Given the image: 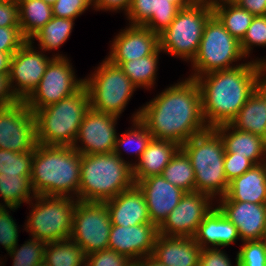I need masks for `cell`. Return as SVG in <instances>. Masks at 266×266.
I'll list each match as a JSON object with an SVG mask.
<instances>
[{
  "label": "cell",
  "mask_w": 266,
  "mask_h": 266,
  "mask_svg": "<svg viewBox=\"0 0 266 266\" xmlns=\"http://www.w3.org/2000/svg\"><path fill=\"white\" fill-rule=\"evenodd\" d=\"M139 113V119L153 138L170 140L180 146L208 129L202 115L201 92L193 78L165 89Z\"/></svg>",
  "instance_id": "1"
},
{
  "label": "cell",
  "mask_w": 266,
  "mask_h": 266,
  "mask_svg": "<svg viewBox=\"0 0 266 266\" xmlns=\"http://www.w3.org/2000/svg\"><path fill=\"white\" fill-rule=\"evenodd\" d=\"M202 115L208 128L230 123L265 80L264 65L250 61L197 77Z\"/></svg>",
  "instance_id": "2"
},
{
  "label": "cell",
  "mask_w": 266,
  "mask_h": 266,
  "mask_svg": "<svg viewBox=\"0 0 266 266\" xmlns=\"http://www.w3.org/2000/svg\"><path fill=\"white\" fill-rule=\"evenodd\" d=\"M81 158L71 146L38 143L30 176L33 194L73 198V192L78 200Z\"/></svg>",
  "instance_id": "3"
},
{
  "label": "cell",
  "mask_w": 266,
  "mask_h": 266,
  "mask_svg": "<svg viewBox=\"0 0 266 266\" xmlns=\"http://www.w3.org/2000/svg\"><path fill=\"white\" fill-rule=\"evenodd\" d=\"M133 165L114 152L82 155L78 200L105 202L130 189Z\"/></svg>",
  "instance_id": "4"
},
{
  "label": "cell",
  "mask_w": 266,
  "mask_h": 266,
  "mask_svg": "<svg viewBox=\"0 0 266 266\" xmlns=\"http://www.w3.org/2000/svg\"><path fill=\"white\" fill-rule=\"evenodd\" d=\"M195 172V192L212 198L227 194L229 182L224 171L225 148L214 128H208L181 145Z\"/></svg>",
  "instance_id": "5"
},
{
  "label": "cell",
  "mask_w": 266,
  "mask_h": 266,
  "mask_svg": "<svg viewBox=\"0 0 266 266\" xmlns=\"http://www.w3.org/2000/svg\"><path fill=\"white\" fill-rule=\"evenodd\" d=\"M89 108V95L83 85L73 95L34 111L38 143L73 147Z\"/></svg>",
  "instance_id": "6"
},
{
  "label": "cell",
  "mask_w": 266,
  "mask_h": 266,
  "mask_svg": "<svg viewBox=\"0 0 266 266\" xmlns=\"http://www.w3.org/2000/svg\"><path fill=\"white\" fill-rule=\"evenodd\" d=\"M212 15V5L205 3L180 9L169 27L159 34L160 50L192 62L199 50L205 24Z\"/></svg>",
  "instance_id": "7"
},
{
  "label": "cell",
  "mask_w": 266,
  "mask_h": 266,
  "mask_svg": "<svg viewBox=\"0 0 266 266\" xmlns=\"http://www.w3.org/2000/svg\"><path fill=\"white\" fill-rule=\"evenodd\" d=\"M84 80L90 107L119 118L137 88L123 70L105 58Z\"/></svg>",
  "instance_id": "8"
},
{
  "label": "cell",
  "mask_w": 266,
  "mask_h": 266,
  "mask_svg": "<svg viewBox=\"0 0 266 266\" xmlns=\"http://www.w3.org/2000/svg\"><path fill=\"white\" fill-rule=\"evenodd\" d=\"M35 201L25 230L46 243L70 239L77 199L35 195Z\"/></svg>",
  "instance_id": "9"
},
{
  "label": "cell",
  "mask_w": 266,
  "mask_h": 266,
  "mask_svg": "<svg viewBox=\"0 0 266 266\" xmlns=\"http://www.w3.org/2000/svg\"><path fill=\"white\" fill-rule=\"evenodd\" d=\"M240 42L234 38L219 19L213 14L205 24L197 55L192 61L194 74L197 77L217 70L237 67L233 62L244 58Z\"/></svg>",
  "instance_id": "10"
},
{
  "label": "cell",
  "mask_w": 266,
  "mask_h": 266,
  "mask_svg": "<svg viewBox=\"0 0 266 266\" xmlns=\"http://www.w3.org/2000/svg\"><path fill=\"white\" fill-rule=\"evenodd\" d=\"M111 227L104 202L77 200L70 239L81 247L85 256L108 249Z\"/></svg>",
  "instance_id": "11"
},
{
  "label": "cell",
  "mask_w": 266,
  "mask_h": 266,
  "mask_svg": "<svg viewBox=\"0 0 266 266\" xmlns=\"http://www.w3.org/2000/svg\"><path fill=\"white\" fill-rule=\"evenodd\" d=\"M83 85L84 80L75 77L67 57H54L37 88L24 102L34 112L73 95Z\"/></svg>",
  "instance_id": "12"
},
{
  "label": "cell",
  "mask_w": 266,
  "mask_h": 266,
  "mask_svg": "<svg viewBox=\"0 0 266 266\" xmlns=\"http://www.w3.org/2000/svg\"><path fill=\"white\" fill-rule=\"evenodd\" d=\"M38 145L35 117L24 101L0 108V149L17 153Z\"/></svg>",
  "instance_id": "13"
},
{
  "label": "cell",
  "mask_w": 266,
  "mask_h": 266,
  "mask_svg": "<svg viewBox=\"0 0 266 266\" xmlns=\"http://www.w3.org/2000/svg\"><path fill=\"white\" fill-rule=\"evenodd\" d=\"M27 40L12 56L9 67V84L12 93L18 101H25L37 88L49 62L54 57H65L62 54L52 58L34 50ZM15 81V82H14ZM16 84L15 86L13 84Z\"/></svg>",
  "instance_id": "14"
},
{
  "label": "cell",
  "mask_w": 266,
  "mask_h": 266,
  "mask_svg": "<svg viewBox=\"0 0 266 266\" xmlns=\"http://www.w3.org/2000/svg\"><path fill=\"white\" fill-rule=\"evenodd\" d=\"M212 200L205 193L186 192L158 227V233L164 236L194 237L204 217L213 208L210 206Z\"/></svg>",
  "instance_id": "15"
},
{
  "label": "cell",
  "mask_w": 266,
  "mask_h": 266,
  "mask_svg": "<svg viewBox=\"0 0 266 266\" xmlns=\"http://www.w3.org/2000/svg\"><path fill=\"white\" fill-rule=\"evenodd\" d=\"M117 119L114 115L90 107L79 126L73 148L82 155L113 152L118 136L115 129ZM78 140L83 146L77 145Z\"/></svg>",
  "instance_id": "16"
},
{
  "label": "cell",
  "mask_w": 266,
  "mask_h": 266,
  "mask_svg": "<svg viewBox=\"0 0 266 266\" xmlns=\"http://www.w3.org/2000/svg\"><path fill=\"white\" fill-rule=\"evenodd\" d=\"M158 235V227L152 223L127 227L112 225L108 249L126 255L137 262L152 254Z\"/></svg>",
  "instance_id": "17"
},
{
  "label": "cell",
  "mask_w": 266,
  "mask_h": 266,
  "mask_svg": "<svg viewBox=\"0 0 266 266\" xmlns=\"http://www.w3.org/2000/svg\"><path fill=\"white\" fill-rule=\"evenodd\" d=\"M143 192L152 224L159 227L186 193L162 175L151 176L136 183Z\"/></svg>",
  "instance_id": "18"
},
{
  "label": "cell",
  "mask_w": 266,
  "mask_h": 266,
  "mask_svg": "<svg viewBox=\"0 0 266 266\" xmlns=\"http://www.w3.org/2000/svg\"><path fill=\"white\" fill-rule=\"evenodd\" d=\"M217 207L237 227L243 242L261 240L266 230V204L231 201L225 195Z\"/></svg>",
  "instance_id": "19"
},
{
  "label": "cell",
  "mask_w": 266,
  "mask_h": 266,
  "mask_svg": "<svg viewBox=\"0 0 266 266\" xmlns=\"http://www.w3.org/2000/svg\"><path fill=\"white\" fill-rule=\"evenodd\" d=\"M106 58L129 61L153 54L159 48V35L142 25H130L116 36Z\"/></svg>",
  "instance_id": "20"
},
{
  "label": "cell",
  "mask_w": 266,
  "mask_h": 266,
  "mask_svg": "<svg viewBox=\"0 0 266 266\" xmlns=\"http://www.w3.org/2000/svg\"><path fill=\"white\" fill-rule=\"evenodd\" d=\"M104 203L112 225L127 227L151 223L145 196L136 184Z\"/></svg>",
  "instance_id": "21"
},
{
  "label": "cell",
  "mask_w": 266,
  "mask_h": 266,
  "mask_svg": "<svg viewBox=\"0 0 266 266\" xmlns=\"http://www.w3.org/2000/svg\"><path fill=\"white\" fill-rule=\"evenodd\" d=\"M201 250L194 237L159 234L151 256L166 266H199Z\"/></svg>",
  "instance_id": "22"
},
{
  "label": "cell",
  "mask_w": 266,
  "mask_h": 266,
  "mask_svg": "<svg viewBox=\"0 0 266 266\" xmlns=\"http://www.w3.org/2000/svg\"><path fill=\"white\" fill-rule=\"evenodd\" d=\"M214 129L223 140L225 153H235V156H245L255 165L266 162V140L261 136L240 131L232 127L229 123L218 125Z\"/></svg>",
  "instance_id": "23"
},
{
  "label": "cell",
  "mask_w": 266,
  "mask_h": 266,
  "mask_svg": "<svg viewBox=\"0 0 266 266\" xmlns=\"http://www.w3.org/2000/svg\"><path fill=\"white\" fill-rule=\"evenodd\" d=\"M237 227L219 210L212 208L204 217L194 235L195 242L202 248H209V244L219 248L229 246L239 239ZM208 245V246H207Z\"/></svg>",
  "instance_id": "24"
},
{
  "label": "cell",
  "mask_w": 266,
  "mask_h": 266,
  "mask_svg": "<svg viewBox=\"0 0 266 266\" xmlns=\"http://www.w3.org/2000/svg\"><path fill=\"white\" fill-rule=\"evenodd\" d=\"M180 148L181 146L176 142L152 138L138 159V164L135 163L132 166L134 183L151 176L161 175Z\"/></svg>",
  "instance_id": "25"
},
{
  "label": "cell",
  "mask_w": 266,
  "mask_h": 266,
  "mask_svg": "<svg viewBox=\"0 0 266 266\" xmlns=\"http://www.w3.org/2000/svg\"><path fill=\"white\" fill-rule=\"evenodd\" d=\"M229 124L266 140V80L257 87Z\"/></svg>",
  "instance_id": "26"
},
{
  "label": "cell",
  "mask_w": 266,
  "mask_h": 266,
  "mask_svg": "<svg viewBox=\"0 0 266 266\" xmlns=\"http://www.w3.org/2000/svg\"><path fill=\"white\" fill-rule=\"evenodd\" d=\"M226 196L231 201L266 204V162L230 181Z\"/></svg>",
  "instance_id": "27"
},
{
  "label": "cell",
  "mask_w": 266,
  "mask_h": 266,
  "mask_svg": "<svg viewBox=\"0 0 266 266\" xmlns=\"http://www.w3.org/2000/svg\"><path fill=\"white\" fill-rule=\"evenodd\" d=\"M19 5V24L27 40L53 18L52 6L43 0H17Z\"/></svg>",
  "instance_id": "28"
},
{
  "label": "cell",
  "mask_w": 266,
  "mask_h": 266,
  "mask_svg": "<svg viewBox=\"0 0 266 266\" xmlns=\"http://www.w3.org/2000/svg\"><path fill=\"white\" fill-rule=\"evenodd\" d=\"M161 50L158 48L153 54L129 61H110L119 66L132 83L138 87L151 88L155 84L157 72L158 55Z\"/></svg>",
  "instance_id": "29"
},
{
  "label": "cell",
  "mask_w": 266,
  "mask_h": 266,
  "mask_svg": "<svg viewBox=\"0 0 266 266\" xmlns=\"http://www.w3.org/2000/svg\"><path fill=\"white\" fill-rule=\"evenodd\" d=\"M212 8L213 14L224 28L240 42L251 25L254 15L237 3L213 4Z\"/></svg>",
  "instance_id": "30"
},
{
  "label": "cell",
  "mask_w": 266,
  "mask_h": 266,
  "mask_svg": "<svg viewBox=\"0 0 266 266\" xmlns=\"http://www.w3.org/2000/svg\"><path fill=\"white\" fill-rule=\"evenodd\" d=\"M30 177L17 176L11 174H0V196L5 202V206L10 210L19 208L21 203H30L35 198ZM0 206H4L0 203Z\"/></svg>",
  "instance_id": "31"
},
{
  "label": "cell",
  "mask_w": 266,
  "mask_h": 266,
  "mask_svg": "<svg viewBox=\"0 0 266 266\" xmlns=\"http://www.w3.org/2000/svg\"><path fill=\"white\" fill-rule=\"evenodd\" d=\"M44 261L49 266H85L86 256L71 239L46 243Z\"/></svg>",
  "instance_id": "32"
},
{
  "label": "cell",
  "mask_w": 266,
  "mask_h": 266,
  "mask_svg": "<svg viewBox=\"0 0 266 266\" xmlns=\"http://www.w3.org/2000/svg\"><path fill=\"white\" fill-rule=\"evenodd\" d=\"M73 21V19L53 16L29 41L33 44V40H38L42 51L58 49L69 38L74 25Z\"/></svg>",
  "instance_id": "33"
},
{
  "label": "cell",
  "mask_w": 266,
  "mask_h": 266,
  "mask_svg": "<svg viewBox=\"0 0 266 266\" xmlns=\"http://www.w3.org/2000/svg\"><path fill=\"white\" fill-rule=\"evenodd\" d=\"M185 192H195V172L187 154L180 148L161 174Z\"/></svg>",
  "instance_id": "34"
},
{
  "label": "cell",
  "mask_w": 266,
  "mask_h": 266,
  "mask_svg": "<svg viewBox=\"0 0 266 266\" xmlns=\"http://www.w3.org/2000/svg\"><path fill=\"white\" fill-rule=\"evenodd\" d=\"M140 113L137 111L133 115V125L134 128L132 130H128L129 132H125L121 135L119 138L117 136L116 142H115V148H114V153H116L122 160H124L121 157V148L122 145L125 148L124 151H130L133 154L136 153V156L140 159L141 155L143 152L146 150L149 142L151 141L152 134L149 132L145 124L139 119ZM135 142V143H134ZM133 143V145H132ZM128 145H132L130 148ZM127 146V147H126ZM133 147V148H132ZM129 152V153H130Z\"/></svg>",
  "instance_id": "35"
},
{
  "label": "cell",
  "mask_w": 266,
  "mask_h": 266,
  "mask_svg": "<svg viewBox=\"0 0 266 266\" xmlns=\"http://www.w3.org/2000/svg\"><path fill=\"white\" fill-rule=\"evenodd\" d=\"M34 151L17 153L0 149V174L31 176Z\"/></svg>",
  "instance_id": "36"
},
{
  "label": "cell",
  "mask_w": 266,
  "mask_h": 266,
  "mask_svg": "<svg viewBox=\"0 0 266 266\" xmlns=\"http://www.w3.org/2000/svg\"><path fill=\"white\" fill-rule=\"evenodd\" d=\"M45 247L46 242L33 237L20 248L16 245L8 252L14 258L12 266H38L44 261Z\"/></svg>",
  "instance_id": "37"
},
{
  "label": "cell",
  "mask_w": 266,
  "mask_h": 266,
  "mask_svg": "<svg viewBox=\"0 0 266 266\" xmlns=\"http://www.w3.org/2000/svg\"><path fill=\"white\" fill-rule=\"evenodd\" d=\"M179 10L170 0H155L154 13L142 26L159 35L169 27Z\"/></svg>",
  "instance_id": "38"
},
{
  "label": "cell",
  "mask_w": 266,
  "mask_h": 266,
  "mask_svg": "<svg viewBox=\"0 0 266 266\" xmlns=\"http://www.w3.org/2000/svg\"><path fill=\"white\" fill-rule=\"evenodd\" d=\"M236 266H266V249L263 242L244 241L236 256Z\"/></svg>",
  "instance_id": "39"
},
{
  "label": "cell",
  "mask_w": 266,
  "mask_h": 266,
  "mask_svg": "<svg viewBox=\"0 0 266 266\" xmlns=\"http://www.w3.org/2000/svg\"><path fill=\"white\" fill-rule=\"evenodd\" d=\"M266 46V15L254 16L246 34L240 41L241 51L244 56H248L252 46Z\"/></svg>",
  "instance_id": "40"
},
{
  "label": "cell",
  "mask_w": 266,
  "mask_h": 266,
  "mask_svg": "<svg viewBox=\"0 0 266 266\" xmlns=\"http://www.w3.org/2000/svg\"><path fill=\"white\" fill-rule=\"evenodd\" d=\"M134 263L128 256L106 249L87 255L85 266H133Z\"/></svg>",
  "instance_id": "41"
},
{
  "label": "cell",
  "mask_w": 266,
  "mask_h": 266,
  "mask_svg": "<svg viewBox=\"0 0 266 266\" xmlns=\"http://www.w3.org/2000/svg\"><path fill=\"white\" fill-rule=\"evenodd\" d=\"M18 226L5 206H0V244L7 252L18 245Z\"/></svg>",
  "instance_id": "42"
},
{
  "label": "cell",
  "mask_w": 266,
  "mask_h": 266,
  "mask_svg": "<svg viewBox=\"0 0 266 266\" xmlns=\"http://www.w3.org/2000/svg\"><path fill=\"white\" fill-rule=\"evenodd\" d=\"M89 6H92V0H57L52 5L53 16L74 20Z\"/></svg>",
  "instance_id": "43"
},
{
  "label": "cell",
  "mask_w": 266,
  "mask_h": 266,
  "mask_svg": "<svg viewBox=\"0 0 266 266\" xmlns=\"http://www.w3.org/2000/svg\"><path fill=\"white\" fill-rule=\"evenodd\" d=\"M26 41L20 26L0 27V52L12 56Z\"/></svg>",
  "instance_id": "44"
},
{
  "label": "cell",
  "mask_w": 266,
  "mask_h": 266,
  "mask_svg": "<svg viewBox=\"0 0 266 266\" xmlns=\"http://www.w3.org/2000/svg\"><path fill=\"white\" fill-rule=\"evenodd\" d=\"M255 164L245 156H235V153H225L224 171L228 182L241 176Z\"/></svg>",
  "instance_id": "45"
},
{
  "label": "cell",
  "mask_w": 266,
  "mask_h": 266,
  "mask_svg": "<svg viewBox=\"0 0 266 266\" xmlns=\"http://www.w3.org/2000/svg\"><path fill=\"white\" fill-rule=\"evenodd\" d=\"M155 0H132L129 11L126 13L131 24L143 25L154 13Z\"/></svg>",
  "instance_id": "46"
},
{
  "label": "cell",
  "mask_w": 266,
  "mask_h": 266,
  "mask_svg": "<svg viewBox=\"0 0 266 266\" xmlns=\"http://www.w3.org/2000/svg\"><path fill=\"white\" fill-rule=\"evenodd\" d=\"M20 26L17 0H0V27Z\"/></svg>",
  "instance_id": "47"
},
{
  "label": "cell",
  "mask_w": 266,
  "mask_h": 266,
  "mask_svg": "<svg viewBox=\"0 0 266 266\" xmlns=\"http://www.w3.org/2000/svg\"><path fill=\"white\" fill-rule=\"evenodd\" d=\"M227 254L216 248H204L201 250L199 266H233Z\"/></svg>",
  "instance_id": "48"
},
{
  "label": "cell",
  "mask_w": 266,
  "mask_h": 266,
  "mask_svg": "<svg viewBox=\"0 0 266 266\" xmlns=\"http://www.w3.org/2000/svg\"><path fill=\"white\" fill-rule=\"evenodd\" d=\"M18 99L12 93L8 74H0V108L14 105Z\"/></svg>",
  "instance_id": "49"
},
{
  "label": "cell",
  "mask_w": 266,
  "mask_h": 266,
  "mask_svg": "<svg viewBox=\"0 0 266 266\" xmlns=\"http://www.w3.org/2000/svg\"><path fill=\"white\" fill-rule=\"evenodd\" d=\"M132 0H92V5L96 10H112L118 11L123 10L126 12L129 11Z\"/></svg>",
  "instance_id": "50"
},
{
  "label": "cell",
  "mask_w": 266,
  "mask_h": 266,
  "mask_svg": "<svg viewBox=\"0 0 266 266\" xmlns=\"http://www.w3.org/2000/svg\"><path fill=\"white\" fill-rule=\"evenodd\" d=\"M236 3L254 16H265L266 0H238Z\"/></svg>",
  "instance_id": "51"
},
{
  "label": "cell",
  "mask_w": 266,
  "mask_h": 266,
  "mask_svg": "<svg viewBox=\"0 0 266 266\" xmlns=\"http://www.w3.org/2000/svg\"><path fill=\"white\" fill-rule=\"evenodd\" d=\"M11 56L0 52V74H9Z\"/></svg>",
  "instance_id": "52"
},
{
  "label": "cell",
  "mask_w": 266,
  "mask_h": 266,
  "mask_svg": "<svg viewBox=\"0 0 266 266\" xmlns=\"http://www.w3.org/2000/svg\"><path fill=\"white\" fill-rule=\"evenodd\" d=\"M136 266H166L161 262L157 261L151 255L143 257L139 261L134 263Z\"/></svg>",
  "instance_id": "53"
},
{
  "label": "cell",
  "mask_w": 266,
  "mask_h": 266,
  "mask_svg": "<svg viewBox=\"0 0 266 266\" xmlns=\"http://www.w3.org/2000/svg\"><path fill=\"white\" fill-rule=\"evenodd\" d=\"M170 2L175 4L179 9H183L194 4L192 0H170Z\"/></svg>",
  "instance_id": "54"
},
{
  "label": "cell",
  "mask_w": 266,
  "mask_h": 266,
  "mask_svg": "<svg viewBox=\"0 0 266 266\" xmlns=\"http://www.w3.org/2000/svg\"><path fill=\"white\" fill-rule=\"evenodd\" d=\"M238 0H215L214 4L236 3Z\"/></svg>",
  "instance_id": "55"
},
{
  "label": "cell",
  "mask_w": 266,
  "mask_h": 266,
  "mask_svg": "<svg viewBox=\"0 0 266 266\" xmlns=\"http://www.w3.org/2000/svg\"><path fill=\"white\" fill-rule=\"evenodd\" d=\"M194 3H205L213 5L215 3V0H192Z\"/></svg>",
  "instance_id": "56"
},
{
  "label": "cell",
  "mask_w": 266,
  "mask_h": 266,
  "mask_svg": "<svg viewBox=\"0 0 266 266\" xmlns=\"http://www.w3.org/2000/svg\"><path fill=\"white\" fill-rule=\"evenodd\" d=\"M255 61L264 65V70H265V74H266V60L260 59V60H255ZM265 80H266V75H265Z\"/></svg>",
  "instance_id": "57"
},
{
  "label": "cell",
  "mask_w": 266,
  "mask_h": 266,
  "mask_svg": "<svg viewBox=\"0 0 266 266\" xmlns=\"http://www.w3.org/2000/svg\"><path fill=\"white\" fill-rule=\"evenodd\" d=\"M261 241L263 242V245H264V247L266 249V230L263 232Z\"/></svg>",
  "instance_id": "58"
},
{
  "label": "cell",
  "mask_w": 266,
  "mask_h": 266,
  "mask_svg": "<svg viewBox=\"0 0 266 266\" xmlns=\"http://www.w3.org/2000/svg\"><path fill=\"white\" fill-rule=\"evenodd\" d=\"M43 1L52 6L57 0H43Z\"/></svg>",
  "instance_id": "59"
},
{
  "label": "cell",
  "mask_w": 266,
  "mask_h": 266,
  "mask_svg": "<svg viewBox=\"0 0 266 266\" xmlns=\"http://www.w3.org/2000/svg\"><path fill=\"white\" fill-rule=\"evenodd\" d=\"M38 266H49V265L45 261H43Z\"/></svg>",
  "instance_id": "60"
}]
</instances>
